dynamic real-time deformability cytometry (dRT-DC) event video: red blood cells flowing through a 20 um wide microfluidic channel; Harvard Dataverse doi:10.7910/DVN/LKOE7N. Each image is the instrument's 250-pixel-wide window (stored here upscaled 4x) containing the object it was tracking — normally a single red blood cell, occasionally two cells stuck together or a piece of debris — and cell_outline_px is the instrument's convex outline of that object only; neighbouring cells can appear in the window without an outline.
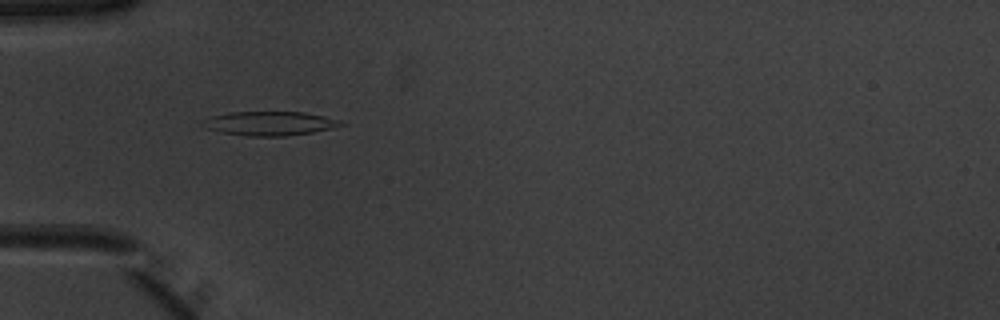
{"species": "common noctule bat (a hibernating species)", "species_latin": "Nyctalus noctula", "temperature_condition": "warm", "stored_images_in_passage": 39, "camera_frame_rate_fps": 3000, "um_per_image_px": 0.085, "animal": {"sex": "male", "body_mass_g": 20.1, "forearm_length_mm": 53.5}, "frame": {"image": 1, "passage_image": 4, "time_ms": 1.0, "image_size_px": [1000, 320], "cell_outline_px": [[348, 124], [336, 128], [312, 132], [284, 136], [248, 136], [220, 132], [208, 128], [200, 124], [204, 120], [212, 116], [228, 112], [304, 112], [340, 120]], "centroid_in_image_um": [22.97, 10.49], "position_along_channel_um": 62.0, "area_um2": 19.36}}
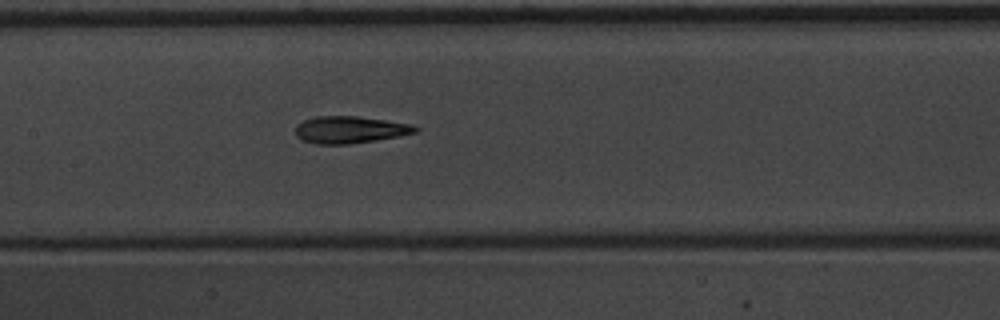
{"frame": {"image": 2, "passage_image": 13, "time_ms": 4.0, "image_size_px": [1000, 320], "cell_outline_px": [[420, 128], [416, 132], [400, 136], [376, 140], [348, 144], [316, 144], [300, 140], [296, 136], [296, 124], [304, 120], [316, 116], [356, 116], [412, 124]], "centroid_in_image_um": [29.72, 11.03], "position_along_channel_um": 177.7, "area_um2": 18.96}}
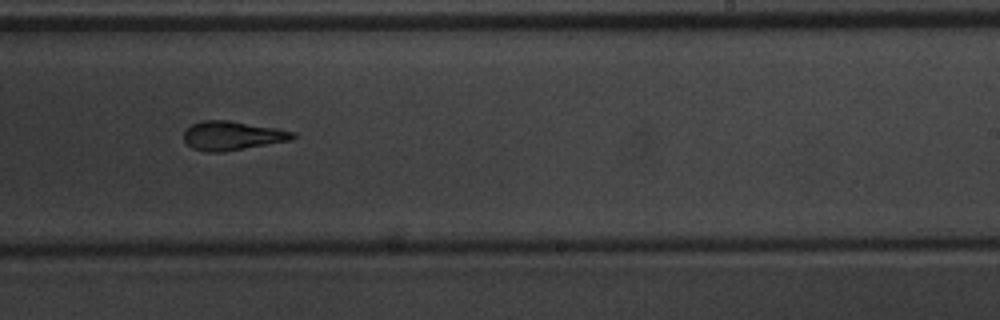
{"frame": {"image": 3, "passage_image": 20, "time_ms": 6.333, "image_size_px": [1000, 320], "cell_outline_px": [[296, 136], [292, 140], [224, 152], [208, 152], [192, 148], [184, 140], [184, 132], [192, 124], [200, 120], [228, 120], [276, 128], [296, 132]], "centroid_in_image_um": [19.76, 11.53], "position_along_channel_um": 269.2, "area_um2": 18.44}, "authors_computed_cell_mechanics": {"area_um2": 18.7272, "velocity_mm_per_s": 3.9423, "shape_relaxation_time_tau1_ms": 5.6992, "shape_relaxation_time_tau2_ms": 3.0693, "deformation_change_tau1": 0.1878, "deformation_change_tau2": 0.1276}}